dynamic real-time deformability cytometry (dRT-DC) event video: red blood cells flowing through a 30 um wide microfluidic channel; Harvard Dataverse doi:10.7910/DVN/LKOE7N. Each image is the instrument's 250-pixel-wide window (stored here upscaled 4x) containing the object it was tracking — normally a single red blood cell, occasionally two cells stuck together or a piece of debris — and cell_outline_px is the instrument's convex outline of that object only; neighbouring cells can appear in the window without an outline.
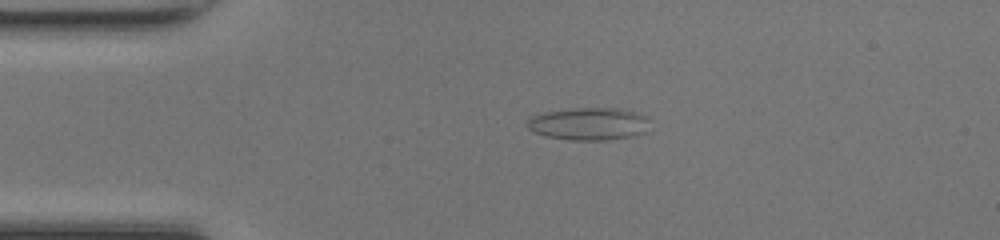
{"species": "common noctule bat (a hibernating species)", "species_latin": "Nyctalus noctula", "temperature_condition": "room temperature", "stored_images_in_passage": 47, "camera_frame_rate_fps": 3000, "um_per_image_px": 0.085, "animal": {"sex": "female", "body_mass_g": 17.0, "forearm_length_mm": 48.0}, "frame": {"image": 1, "passage_image": 9, "time_ms": 2.667, "image_size_px": [1000, 240], "cell_outline_px": [[648, 132], [632, 136], [604, 140], [568, 140], [544, 136], [528, 128], [524, 124], [532, 116], [544, 112], [572, 108], [620, 108], [640, 112], [648, 116]], "centroid_in_image_um": [50.08, 10.52], "position_along_channel_um": 34.9, "area_um2": 23.64}}
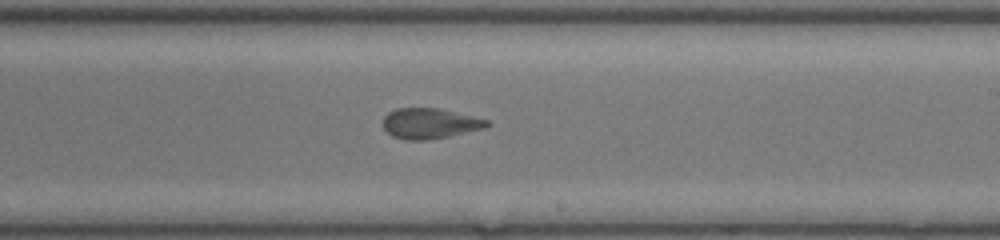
{"frame": {"image": 2, "passage_image": 27, "time_ms": 8.667, "image_size_px": [1000, 240], "cell_outline_px": [[492, 124], [484, 128], [448, 136], [428, 140], [404, 140], [392, 136], [384, 128], [384, 116], [388, 112], [396, 108], [436, 108], [488, 120]], "centroid_in_image_um": [36.5, 10.5], "position_along_channel_um": 252.5, "area_um2": 18.21}}
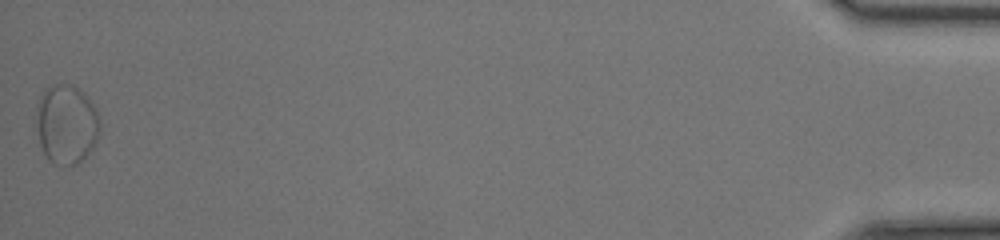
{"frame": {"image": 3, "passage_image": 47, "time_ms": 15.333, "image_size_px": [1000, 240], "cell_outline_px": [[100, 128], [96, 140], [92, 148], [76, 164], [52, 164], [48, 160], [40, 144], [36, 124], [36, 108], [40, 96], [44, 88], [56, 84], [68, 84], [84, 92], [96, 108], [100, 116]], "centroid_in_image_um": [5.64, 10.53], "position_along_channel_um": 429.6, "area_um2": 29.42}, "authors_computed_cell_mechanics": {"area_um2": 19.074, "velocity_mm_per_s": 4.2373, "shape_relaxation_time_tau1_ms": null, "shape_relaxation_time_tau2_ms": 1.2087, "deformation_change_tau1": null, "deformation_change_tau2": 0.0679}}